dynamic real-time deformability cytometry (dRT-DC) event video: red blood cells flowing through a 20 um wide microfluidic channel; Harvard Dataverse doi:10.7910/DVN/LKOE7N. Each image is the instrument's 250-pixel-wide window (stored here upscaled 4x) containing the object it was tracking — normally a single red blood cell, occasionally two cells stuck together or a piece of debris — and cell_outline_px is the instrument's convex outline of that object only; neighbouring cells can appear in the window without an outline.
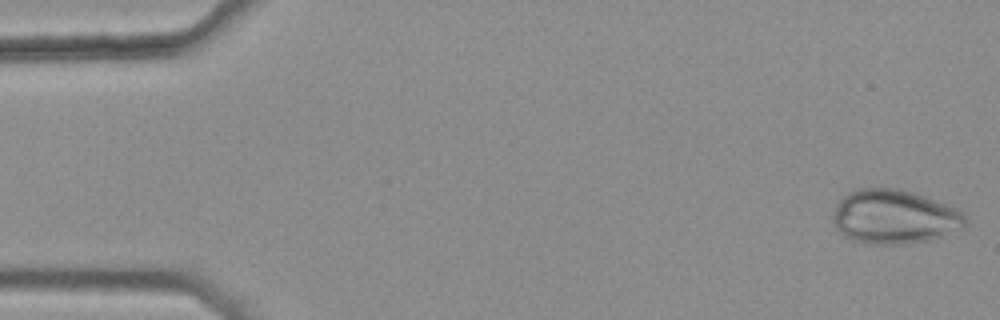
{"species": "common noctule bat (a hibernating species)", "species_latin": "Nyctalus noctula", "temperature_condition": "warm", "stored_images_in_passage": 44, "camera_frame_rate_fps": 3000, "um_per_image_px": 0.085, "animal": {"sex": "female", "body_mass_g": 25.1}, "frame": {"image": 1, "passage_image": 1, "time_ms": 0.0, "image_size_px": [1000, 320], "cell_outline_px": [[968, 224], [944, 236], [928, 240], [904, 244], [868, 244], [852, 240], [844, 236], [836, 228], [832, 220], [832, 216], [836, 204], [848, 192], [860, 188], [900, 188], [924, 196], [956, 208], [964, 212], [968, 220]], "centroid_in_image_um": [76.01, 18.43], "position_along_channel_um": 9.0, "area_um2": 42.02}}
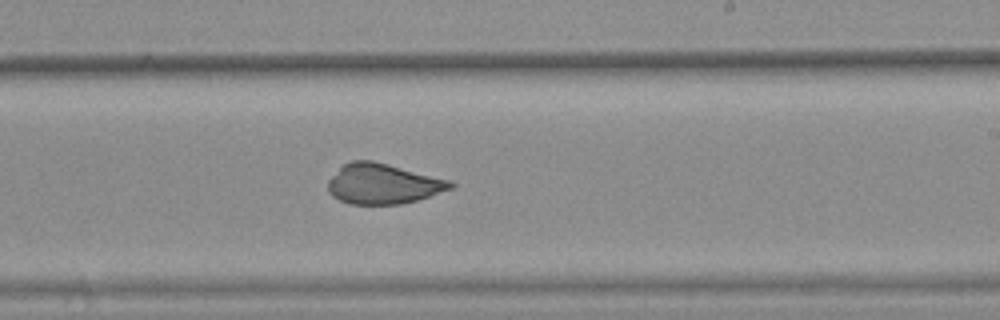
{"frame": {"image": 2, "passage_image": 31, "time_ms": 10.0, "image_size_px": [1000, 320], "cell_outline_px": [[456, 184], [452, 188], [416, 200], [400, 204], [348, 204], [332, 196], [328, 192], [328, 180], [344, 164], [352, 160], [372, 160], [388, 164], [448, 180]], "centroid_in_image_um": [32.51, 15.63], "position_along_channel_um": 256.5, "area_um2": 28.38}}
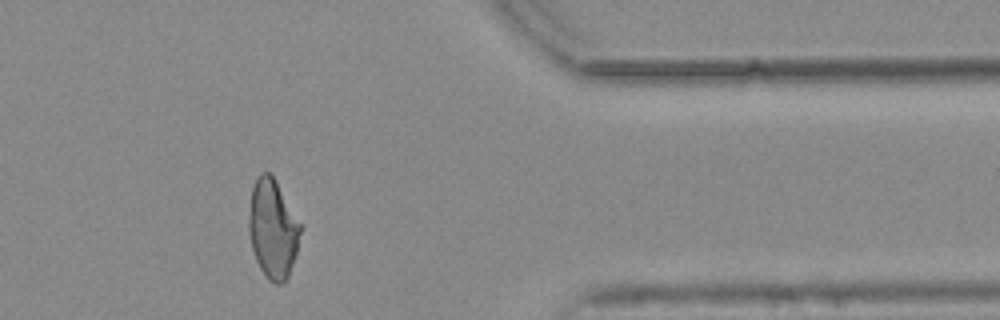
{"frame": {"image": 3, "passage_image": 43, "time_ms": 14.0, "image_size_px": [1000, 320], "cell_outline_px": [[304, 224], [296, 252], [288, 276], [280, 284], [276, 284], [268, 280], [260, 268], [256, 260], [252, 248], [248, 232], [248, 216], [252, 188], [256, 176], [260, 172], [268, 172], [276, 180]], "centroid_in_image_um": [23.21, 19.4], "position_along_channel_um": 388.2, "area_um2": 30.35}}